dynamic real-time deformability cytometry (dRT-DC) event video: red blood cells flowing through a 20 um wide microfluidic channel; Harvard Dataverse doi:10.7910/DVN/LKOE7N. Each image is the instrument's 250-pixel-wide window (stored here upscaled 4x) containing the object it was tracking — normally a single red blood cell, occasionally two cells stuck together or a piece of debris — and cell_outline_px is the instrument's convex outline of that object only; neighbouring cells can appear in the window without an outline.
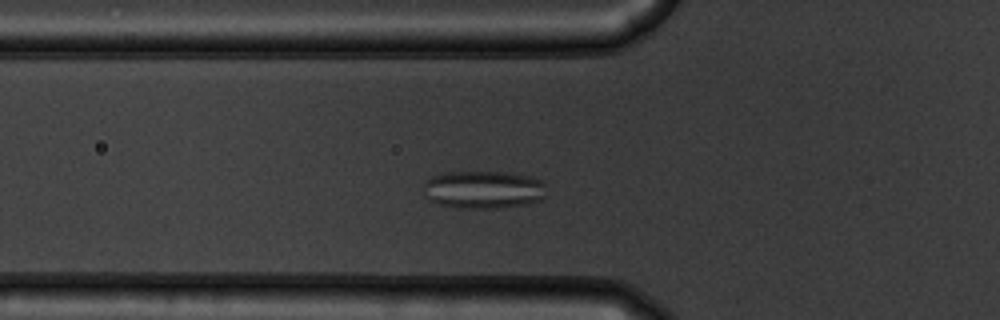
{"species": "common noctule bat (a hibernating species)", "species_latin": "Nyctalus noctula", "temperature_condition": "warm", "stored_images_in_passage": 47, "camera_frame_rate_fps": 3000, "um_per_image_px": 0.085, "animal": {"sex": "male", "body_mass_g": 19.5, "forearm_length_mm": 54.6}, "frame": {"image": 1, "passage_image": 11, "time_ms": 3.333, "image_size_px": [1000, 320], "cell_outline_px": [[544, 200], [528, 204], [496, 208], [456, 208], [440, 204], [428, 200], [424, 196], [420, 184], [424, 180], [432, 176], [444, 172], [508, 172], [532, 176], [540, 180], [544, 184]], "centroid_in_image_um": [41.03, 16.12], "position_along_channel_um": 84.8, "area_um2": 27.74}}
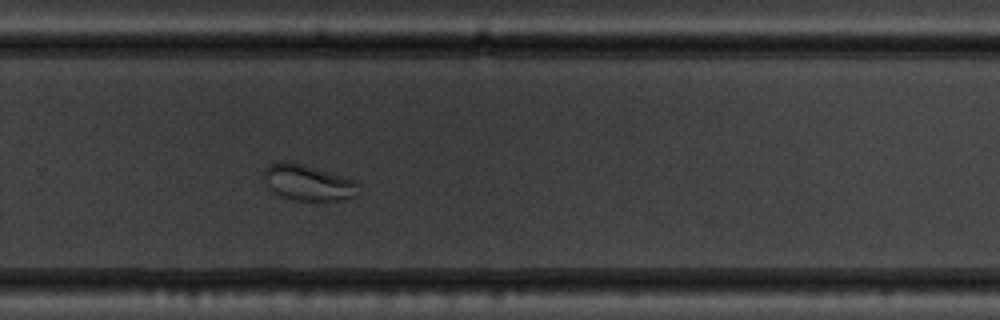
{"frame": {"image": 2, "passage_image": 29, "time_ms": 9.333, "image_size_px": [1000, 320], "cell_outline_px": [[356, 184], [352, 196], [336, 200], [292, 200], [280, 196], [264, 180], [264, 168], [268, 164], [276, 160], [288, 160], [304, 164], [356, 180]], "centroid_in_image_um": [26.08, 15.47], "position_along_channel_um": 303.7, "area_um2": 19.48}}
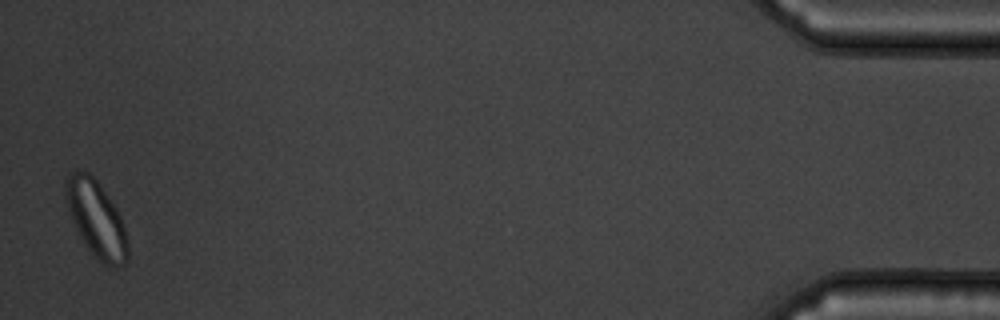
{"frame": {"image": 3, "passage_image": 46, "time_ms": 15.0, "image_size_px": [1000, 320], "cell_outline_px": [[128, 260], [124, 264], [116, 268], [112, 268], [104, 264], [88, 248], [80, 236], [68, 212], [64, 200], [64, 180], [68, 172], [76, 168], [88, 172], [96, 180], [116, 208], [120, 216], [124, 228], [128, 244]], "centroid_in_image_um": [8.14, 18.56], "position_along_channel_um": 427.1, "area_um2": 27.8}}